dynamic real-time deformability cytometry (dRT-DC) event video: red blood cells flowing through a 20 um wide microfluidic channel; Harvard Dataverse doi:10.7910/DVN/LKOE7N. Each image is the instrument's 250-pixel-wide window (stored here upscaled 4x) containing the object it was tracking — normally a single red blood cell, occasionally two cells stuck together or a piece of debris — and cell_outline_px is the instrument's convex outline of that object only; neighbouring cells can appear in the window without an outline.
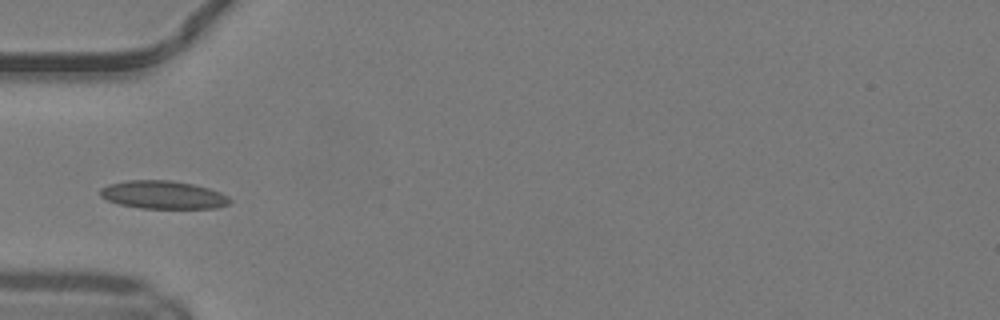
{"species": "common noctule bat (a hibernating species)", "species_latin": "Nyctalus noctula", "temperature_condition": "warm", "stored_images_in_passage": 4, "camera_frame_rate_fps": 3000, "um_per_image_px": 0.085, "animal": {"sex": "male", "body_mass_g": 19.2, "forearm_length_mm": 51.8}, "frame": {"image": 1, "passage_image": 1, "time_ms": 0.0, "image_size_px": [1000, 320], "cell_outline_px": [[232, 200], [228, 204], [216, 208], [140, 208], [120, 204], [108, 200], [100, 196], [100, 188], [108, 184], [128, 180], [172, 180], [192, 184], [208, 188], [220, 192], [228, 196]], "centroid_in_image_um": [13.86, 16.55], "position_along_channel_um": 71.1, "area_um2": 21.15}}